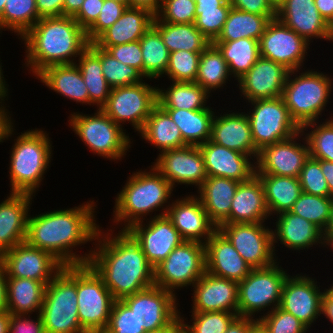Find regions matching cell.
Here are the masks:
<instances>
[{
	"instance_id": "obj_55",
	"label": "cell",
	"mask_w": 333,
	"mask_h": 333,
	"mask_svg": "<svg viewBox=\"0 0 333 333\" xmlns=\"http://www.w3.org/2000/svg\"><path fill=\"white\" fill-rule=\"evenodd\" d=\"M135 313L122 301L115 300L109 322L103 333H145Z\"/></svg>"
},
{
	"instance_id": "obj_45",
	"label": "cell",
	"mask_w": 333,
	"mask_h": 333,
	"mask_svg": "<svg viewBox=\"0 0 333 333\" xmlns=\"http://www.w3.org/2000/svg\"><path fill=\"white\" fill-rule=\"evenodd\" d=\"M139 41L143 58V75L149 79L162 76L167 70L170 52L163 43L160 33L151 26Z\"/></svg>"
},
{
	"instance_id": "obj_47",
	"label": "cell",
	"mask_w": 333,
	"mask_h": 333,
	"mask_svg": "<svg viewBox=\"0 0 333 333\" xmlns=\"http://www.w3.org/2000/svg\"><path fill=\"white\" fill-rule=\"evenodd\" d=\"M88 47L100 58L103 76L111 88L133 85L145 77L138 69L118 61L94 42Z\"/></svg>"
},
{
	"instance_id": "obj_6",
	"label": "cell",
	"mask_w": 333,
	"mask_h": 333,
	"mask_svg": "<svg viewBox=\"0 0 333 333\" xmlns=\"http://www.w3.org/2000/svg\"><path fill=\"white\" fill-rule=\"evenodd\" d=\"M46 333H86L77 306V265L64 266L47 284L41 307Z\"/></svg>"
},
{
	"instance_id": "obj_34",
	"label": "cell",
	"mask_w": 333,
	"mask_h": 333,
	"mask_svg": "<svg viewBox=\"0 0 333 333\" xmlns=\"http://www.w3.org/2000/svg\"><path fill=\"white\" fill-rule=\"evenodd\" d=\"M41 82L73 101L89 104V93L82 74L75 64L51 65L37 75Z\"/></svg>"
},
{
	"instance_id": "obj_61",
	"label": "cell",
	"mask_w": 333,
	"mask_h": 333,
	"mask_svg": "<svg viewBox=\"0 0 333 333\" xmlns=\"http://www.w3.org/2000/svg\"><path fill=\"white\" fill-rule=\"evenodd\" d=\"M230 5L240 11L257 15H276V8L269 0H228Z\"/></svg>"
},
{
	"instance_id": "obj_66",
	"label": "cell",
	"mask_w": 333,
	"mask_h": 333,
	"mask_svg": "<svg viewBox=\"0 0 333 333\" xmlns=\"http://www.w3.org/2000/svg\"><path fill=\"white\" fill-rule=\"evenodd\" d=\"M162 0H128V6L150 10L154 15L160 10Z\"/></svg>"
},
{
	"instance_id": "obj_48",
	"label": "cell",
	"mask_w": 333,
	"mask_h": 333,
	"mask_svg": "<svg viewBox=\"0 0 333 333\" xmlns=\"http://www.w3.org/2000/svg\"><path fill=\"white\" fill-rule=\"evenodd\" d=\"M332 203L333 197L302 192L290 211L312 222L324 232L331 219Z\"/></svg>"
},
{
	"instance_id": "obj_8",
	"label": "cell",
	"mask_w": 333,
	"mask_h": 333,
	"mask_svg": "<svg viewBox=\"0 0 333 333\" xmlns=\"http://www.w3.org/2000/svg\"><path fill=\"white\" fill-rule=\"evenodd\" d=\"M114 297L89 264L77 265V306L82 329L103 333L108 325Z\"/></svg>"
},
{
	"instance_id": "obj_4",
	"label": "cell",
	"mask_w": 333,
	"mask_h": 333,
	"mask_svg": "<svg viewBox=\"0 0 333 333\" xmlns=\"http://www.w3.org/2000/svg\"><path fill=\"white\" fill-rule=\"evenodd\" d=\"M153 171V172H151ZM173 188L154 168L150 172L139 171L129 177L115 200L114 222L125 221L123 230L143 221L142 216L165 206Z\"/></svg>"
},
{
	"instance_id": "obj_41",
	"label": "cell",
	"mask_w": 333,
	"mask_h": 333,
	"mask_svg": "<svg viewBox=\"0 0 333 333\" xmlns=\"http://www.w3.org/2000/svg\"><path fill=\"white\" fill-rule=\"evenodd\" d=\"M209 93L196 82H172L167 90L157 89V105L162 109H206Z\"/></svg>"
},
{
	"instance_id": "obj_17",
	"label": "cell",
	"mask_w": 333,
	"mask_h": 333,
	"mask_svg": "<svg viewBox=\"0 0 333 333\" xmlns=\"http://www.w3.org/2000/svg\"><path fill=\"white\" fill-rule=\"evenodd\" d=\"M310 43L277 18L272 19L259 40L260 56L299 72Z\"/></svg>"
},
{
	"instance_id": "obj_62",
	"label": "cell",
	"mask_w": 333,
	"mask_h": 333,
	"mask_svg": "<svg viewBox=\"0 0 333 333\" xmlns=\"http://www.w3.org/2000/svg\"><path fill=\"white\" fill-rule=\"evenodd\" d=\"M65 0H36V7L40 18L63 16Z\"/></svg>"
},
{
	"instance_id": "obj_49",
	"label": "cell",
	"mask_w": 333,
	"mask_h": 333,
	"mask_svg": "<svg viewBox=\"0 0 333 333\" xmlns=\"http://www.w3.org/2000/svg\"><path fill=\"white\" fill-rule=\"evenodd\" d=\"M201 53L185 50L171 52L165 75L173 82H195Z\"/></svg>"
},
{
	"instance_id": "obj_26",
	"label": "cell",
	"mask_w": 333,
	"mask_h": 333,
	"mask_svg": "<svg viewBox=\"0 0 333 333\" xmlns=\"http://www.w3.org/2000/svg\"><path fill=\"white\" fill-rule=\"evenodd\" d=\"M199 148L208 176L244 182L256 174V165L250 162L249 155L220 146L211 140L200 144Z\"/></svg>"
},
{
	"instance_id": "obj_38",
	"label": "cell",
	"mask_w": 333,
	"mask_h": 333,
	"mask_svg": "<svg viewBox=\"0 0 333 333\" xmlns=\"http://www.w3.org/2000/svg\"><path fill=\"white\" fill-rule=\"evenodd\" d=\"M179 127L188 145L199 146L211 139L214 112L210 107L201 110L164 109Z\"/></svg>"
},
{
	"instance_id": "obj_70",
	"label": "cell",
	"mask_w": 333,
	"mask_h": 333,
	"mask_svg": "<svg viewBox=\"0 0 333 333\" xmlns=\"http://www.w3.org/2000/svg\"><path fill=\"white\" fill-rule=\"evenodd\" d=\"M321 314H324L333 324V300L326 293L322 297Z\"/></svg>"
},
{
	"instance_id": "obj_15",
	"label": "cell",
	"mask_w": 333,
	"mask_h": 333,
	"mask_svg": "<svg viewBox=\"0 0 333 333\" xmlns=\"http://www.w3.org/2000/svg\"><path fill=\"white\" fill-rule=\"evenodd\" d=\"M122 301L135 313L145 331L174 327L180 321L175 292L153 285Z\"/></svg>"
},
{
	"instance_id": "obj_14",
	"label": "cell",
	"mask_w": 333,
	"mask_h": 333,
	"mask_svg": "<svg viewBox=\"0 0 333 333\" xmlns=\"http://www.w3.org/2000/svg\"><path fill=\"white\" fill-rule=\"evenodd\" d=\"M262 224L229 223L217 228L252 269L266 268L277 263V259H274L273 230Z\"/></svg>"
},
{
	"instance_id": "obj_25",
	"label": "cell",
	"mask_w": 333,
	"mask_h": 333,
	"mask_svg": "<svg viewBox=\"0 0 333 333\" xmlns=\"http://www.w3.org/2000/svg\"><path fill=\"white\" fill-rule=\"evenodd\" d=\"M276 18L308 43L313 37L329 39V24L319 13L314 0H283L276 8Z\"/></svg>"
},
{
	"instance_id": "obj_43",
	"label": "cell",
	"mask_w": 333,
	"mask_h": 333,
	"mask_svg": "<svg viewBox=\"0 0 333 333\" xmlns=\"http://www.w3.org/2000/svg\"><path fill=\"white\" fill-rule=\"evenodd\" d=\"M78 66L89 93V105H96L101 109L108 101L111 87L102 73L100 58L87 47L78 60Z\"/></svg>"
},
{
	"instance_id": "obj_22",
	"label": "cell",
	"mask_w": 333,
	"mask_h": 333,
	"mask_svg": "<svg viewBox=\"0 0 333 333\" xmlns=\"http://www.w3.org/2000/svg\"><path fill=\"white\" fill-rule=\"evenodd\" d=\"M160 215H167L184 241L206 244L207 240L217 230V227L209 219L202 203L194 195L178 199L171 205L168 204Z\"/></svg>"
},
{
	"instance_id": "obj_80",
	"label": "cell",
	"mask_w": 333,
	"mask_h": 333,
	"mask_svg": "<svg viewBox=\"0 0 333 333\" xmlns=\"http://www.w3.org/2000/svg\"><path fill=\"white\" fill-rule=\"evenodd\" d=\"M324 292L333 300V285L329 289L324 290Z\"/></svg>"
},
{
	"instance_id": "obj_2",
	"label": "cell",
	"mask_w": 333,
	"mask_h": 333,
	"mask_svg": "<svg viewBox=\"0 0 333 333\" xmlns=\"http://www.w3.org/2000/svg\"><path fill=\"white\" fill-rule=\"evenodd\" d=\"M102 233L98 229L95 240H98L99 247L92 251L88 264L102 278L115 300L155 285L154 268L147 261L141 245L127 230L115 237L110 233L104 237Z\"/></svg>"
},
{
	"instance_id": "obj_36",
	"label": "cell",
	"mask_w": 333,
	"mask_h": 333,
	"mask_svg": "<svg viewBox=\"0 0 333 333\" xmlns=\"http://www.w3.org/2000/svg\"><path fill=\"white\" fill-rule=\"evenodd\" d=\"M140 133L143 139L162 150L160 152L188 145L183 140L179 127L159 105L152 109Z\"/></svg>"
},
{
	"instance_id": "obj_42",
	"label": "cell",
	"mask_w": 333,
	"mask_h": 333,
	"mask_svg": "<svg viewBox=\"0 0 333 333\" xmlns=\"http://www.w3.org/2000/svg\"><path fill=\"white\" fill-rule=\"evenodd\" d=\"M223 54L230 74L237 80L247 73L260 57L259 40L240 38L234 41H213Z\"/></svg>"
},
{
	"instance_id": "obj_7",
	"label": "cell",
	"mask_w": 333,
	"mask_h": 333,
	"mask_svg": "<svg viewBox=\"0 0 333 333\" xmlns=\"http://www.w3.org/2000/svg\"><path fill=\"white\" fill-rule=\"evenodd\" d=\"M294 72H289L281 97L290 117L304 133L307 127L316 126V120L329 100L332 81L322 72L311 70L291 79Z\"/></svg>"
},
{
	"instance_id": "obj_51",
	"label": "cell",
	"mask_w": 333,
	"mask_h": 333,
	"mask_svg": "<svg viewBox=\"0 0 333 333\" xmlns=\"http://www.w3.org/2000/svg\"><path fill=\"white\" fill-rule=\"evenodd\" d=\"M310 157L333 162V118L319 124L305 135Z\"/></svg>"
},
{
	"instance_id": "obj_9",
	"label": "cell",
	"mask_w": 333,
	"mask_h": 333,
	"mask_svg": "<svg viewBox=\"0 0 333 333\" xmlns=\"http://www.w3.org/2000/svg\"><path fill=\"white\" fill-rule=\"evenodd\" d=\"M70 126L88 148L99 156L121 160L130 147V138L102 109L93 116L74 113Z\"/></svg>"
},
{
	"instance_id": "obj_65",
	"label": "cell",
	"mask_w": 333,
	"mask_h": 333,
	"mask_svg": "<svg viewBox=\"0 0 333 333\" xmlns=\"http://www.w3.org/2000/svg\"><path fill=\"white\" fill-rule=\"evenodd\" d=\"M7 275L5 267L0 260V313L7 311V297H6Z\"/></svg>"
},
{
	"instance_id": "obj_20",
	"label": "cell",
	"mask_w": 333,
	"mask_h": 333,
	"mask_svg": "<svg viewBox=\"0 0 333 333\" xmlns=\"http://www.w3.org/2000/svg\"><path fill=\"white\" fill-rule=\"evenodd\" d=\"M300 131L293 137L263 147L258 154L256 163V174H271L277 176H288L298 178L309 158V146L295 143L297 136L302 135Z\"/></svg>"
},
{
	"instance_id": "obj_79",
	"label": "cell",
	"mask_w": 333,
	"mask_h": 333,
	"mask_svg": "<svg viewBox=\"0 0 333 333\" xmlns=\"http://www.w3.org/2000/svg\"><path fill=\"white\" fill-rule=\"evenodd\" d=\"M329 41H333V21L329 24Z\"/></svg>"
},
{
	"instance_id": "obj_52",
	"label": "cell",
	"mask_w": 333,
	"mask_h": 333,
	"mask_svg": "<svg viewBox=\"0 0 333 333\" xmlns=\"http://www.w3.org/2000/svg\"><path fill=\"white\" fill-rule=\"evenodd\" d=\"M231 7L232 6H219L217 8L196 7L194 25L210 42H213L221 33Z\"/></svg>"
},
{
	"instance_id": "obj_21",
	"label": "cell",
	"mask_w": 333,
	"mask_h": 333,
	"mask_svg": "<svg viewBox=\"0 0 333 333\" xmlns=\"http://www.w3.org/2000/svg\"><path fill=\"white\" fill-rule=\"evenodd\" d=\"M317 282L306 275L286 278L280 308L298 318L308 329L321 315L322 297Z\"/></svg>"
},
{
	"instance_id": "obj_64",
	"label": "cell",
	"mask_w": 333,
	"mask_h": 333,
	"mask_svg": "<svg viewBox=\"0 0 333 333\" xmlns=\"http://www.w3.org/2000/svg\"><path fill=\"white\" fill-rule=\"evenodd\" d=\"M321 16L330 24L333 21V0H314Z\"/></svg>"
},
{
	"instance_id": "obj_28",
	"label": "cell",
	"mask_w": 333,
	"mask_h": 333,
	"mask_svg": "<svg viewBox=\"0 0 333 333\" xmlns=\"http://www.w3.org/2000/svg\"><path fill=\"white\" fill-rule=\"evenodd\" d=\"M210 140L220 146L249 155L250 158L255 156L257 159L259 154L254 145L249 119L243 112L214 116Z\"/></svg>"
},
{
	"instance_id": "obj_54",
	"label": "cell",
	"mask_w": 333,
	"mask_h": 333,
	"mask_svg": "<svg viewBox=\"0 0 333 333\" xmlns=\"http://www.w3.org/2000/svg\"><path fill=\"white\" fill-rule=\"evenodd\" d=\"M298 179L302 192L322 197H333L329 193L327 181L321 170L320 160L309 156Z\"/></svg>"
},
{
	"instance_id": "obj_30",
	"label": "cell",
	"mask_w": 333,
	"mask_h": 333,
	"mask_svg": "<svg viewBox=\"0 0 333 333\" xmlns=\"http://www.w3.org/2000/svg\"><path fill=\"white\" fill-rule=\"evenodd\" d=\"M270 215L261 180L255 174L240 182L231 202L229 223H263Z\"/></svg>"
},
{
	"instance_id": "obj_46",
	"label": "cell",
	"mask_w": 333,
	"mask_h": 333,
	"mask_svg": "<svg viewBox=\"0 0 333 333\" xmlns=\"http://www.w3.org/2000/svg\"><path fill=\"white\" fill-rule=\"evenodd\" d=\"M39 19L36 0H6L0 30L8 28L22 38Z\"/></svg>"
},
{
	"instance_id": "obj_57",
	"label": "cell",
	"mask_w": 333,
	"mask_h": 333,
	"mask_svg": "<svg viewBox=\"0 0 333 333\" xmlns=\"http://www.w3.org/2000/svg\"><path fill=\"white\" fill-rule=\"evenodd\" d=\"M127 8L125 3L117 0H104L98 19L86 31L88 41L94 42L106 29L112 26Z\"/></svg>"
},
{
	"instance_id": "obj_39",
	"label": "cell",
	"mask_w": 333,
	"mask_h": 333,
	"mask_svg": "<svg viewBox=\"0 0 333 333\" xmlns=\"http://www.w3.org/2000/svg\"><path fill=\"white\" fill-rule=\"evenodd\" d=\"M152 26L160 33L169 52L185 50L203 52L212 42L194 25L159 22L155 17Z\"/></svg>"
},
{
	"instance_id": "obj_33",
	"label": "cell",
	"mask_w": 333,
	"mask_h": 333,
	"mask_svg": "<svg viewBox=\"0 0 333 333\" xmlns=\"http://www.w3.org/2000/svg\"><path fill=\"white\" fill-rule=\"evenodd\" d=\"M278 215L276 229L272 231L273 243L280 241L285 247L299 251L316 243L323 245V231L315 224L291 211Z\"/></svg>"
},
{
	"instance_id": "obj_35",
	"label": "cell",
	"mask_w": 333,
	"mask_h": 333,
	"mask_svg": "<svg viewBox=\"0 0 333 333\" xmlns=\"http://www.w3.org/2000/svg\"><path fill=\"white\" fill-rule=\"evenodd\" d=\"M47 284L27 278L7 277V311L17 315L35 311L39 314Z\"/></svg>"
},
{
	"instance_id": "obj_40",
	"label": "cell",
	"mask_w": 333,
	"mask_h": 333,
	"mask_svg": "<svg viewBox=\"0 0 333 333\" xmlns=\"http://www.w3.org/2000/svg\"><path fill=\"white\" fill-rule=\"evenodd\" d=\"M275 18L276 15H257L231 7L222 31L214 41L260 40L268 23Z\"/></svg>"
},
{
	"instance_id": "obj_31",
	"label": "cell",
	"mask_w": 333,
	"mask_h": 333,
	"mask_svg": "<svg viewBox=\"0 0 333 333\" xmlns=\"http://www.w3.org/2000/svg\"><path fill=\"white\" fill-rule=\"evenodd\" d=\"M154 17L146 8L127 6L121 17L94 43L97 46H117L138 41L152 26Z\"/></svg>"
},
{
	"instance_id": "obj_32",
	"label": "cell",
	"mask_w": 333,
	"mask_h": 333,
	"mask_svg": "<svg viewBox=\"0 0 333 333\" xmlns=\"http://www.w3.org/2000/svg\"><path fill=\"white\" fill-rule=\"evenodd\" d=\"M239 183L233 179L208 176L198 188L200 196L197 198L217 228L221 224H229L231 202Z\"/></svg>"
},
{
	"instance_id": "obj_60",
	"label": "cell",
	"mask_w": 333,
	"mask_h": 333,
	"mask_svg": "<svg viewBox=\"0 0 333 333\" xmlns=\"http://www.w3.org/2000/svg\"><path fill=\"white\" fill-rule=\"evenodd\" d=\"M104 0H84L79 12L73 17L87 31L98 19Z\"/></svg>"
},
{
	"instance_id": "obj_18",
	"label": "cell",
	"mask_w": 333,
	"mask_h": 333,
	"mask_svg": "<svg viewBox=\"0 0 333 333\" xmlns=\"http://www.w3.org/2000/svg\"><path fill=\"white\" fill-rule=\"evenodd\" d=\"M154 167L174 188L175 183L195 184L198 188L208 177L199 146L187 145L182 148L159 153Z\"/></svg>"
},
{
	"instance_id": "obj_71",
	"label": "cell",
	"mask_w": 333,
	"mask_h": 333,
	"mask_svg": "<svg viewBox=\"0 0 333 333\" xmlns=\"http://www.w3.org/2000/svg\"><path fill=\"white\" fill-rule=\"evenodd\" d=\"M196 7L217 8L219 6H231L228 0H194Z\"/></svg>"
},
{
	"instance_id": "obj_72",
	"label": "cell",
	"mask_w": 333,
	"mask_h": 333,
	"mask_svg": "<svg viewBox=\"0 0 333 333\" xmlns=\"http://www.w3.org/2000/svg\"><path fill=\"white\" fill-rule=\"evenodd\" d=\"M3 78V79H2ZM8 89L6 87V83L3 77V73H2V68H1V64H0V103H2V101L6 98L7 96V92ZM7 109H5L4 106L1 105L0 107V112L8 119L11 118L8 115V112L6 111Z\"/></svg>"
},
{
	"instance_id": "obj_19",
	"label": "cell",
	"mask_w": 333,
	"mask_h": 333,
	"mask_svg": "<svg viewBox=\"0 0 333 333\" xmlns=\"http://www.w3.org/2000/svg\"><path fill=\"white\" fill-rule=\"evenodd\" d=\"M133 224L127 231L141 245L147 261L155 268L184 240L167 215H156L149 224Z\"/></svg>"
},
{
	"instance_id": "obj_27",
	"label": "cell",
	"mask_w": 333,
	"mask_h": 333,
	"mask_svg": "<svg viewBox=\"0 0 333 333\" xmlns=\"http://www.w3.org/2000/svg\"><path fill=\"white\" fill-rule=\"evenodd\" d=\"M206 272L241 282L252 270L229 240L217 229L205 244Z\"/></svg>"
},
{
	"instance_id": "obj_77",
	"label": "cell",
	"mask_w": 333,
	"mask_h": 333,
	"mask_svg": "<svg viewBox=\"0 0 333 333\" xmlns=\"http://www.w3.org/2000/svg\"><path fill=\"white\" fill-rule=\"evenodd\" d=\"M145 333H172V327L155 329V330H151V331H146Z\"/></svg>"
},
{
	"instance_id": "obj_1",
	"label": "cell",
	"mask_w": 333,
	"mask_h": 333,
	"mask_svg": "<svg viewBox=\"0 0 333 333\" xmlns=\"http://www.w3.org/2000/svg\"><path fill=\"white\" fill-rule=\"evenodd\" d=\"M94 201L78 207L28 216L25 242L47 251L64 266L88 264L92 251L85 256L71 249L95 241L99 225L94 220ZM72 247V248H71Z\"/></svg>"
},
{
	"instance_id": "obj_75",
	"label": "cell",
	"mask_w": 333,
	"mask_h": 333,
	"mask_svg": "<svg viewBox=\"0 0 333 333\" xmlns=\"http://www.w3.org/2000/svg\"><path fill=\"white\" fill-rule=\"evenodd\" d=\"M323 244L325 245H331L333 249V232H323Z\"/></svg>"
},
{
	"instance_id": "obj_29",
	"label": "cell",
	"mask_w": 333,
	"mask_h": 333,
	"mask_svg": "<svg viewBox=\"0 0 333 333\" xmlns=\"http://www.w3.org/2000/svg\"><path fill=\"white\" fill-rule=\"evenodd\" d=\"M31 194L10 193L0 203V255L25 242Z\"/></svg>"
},
{
	"instance_id": "obj_69",
	"label": "cell",
	"mask_w": 333,
	"mask_h": 333,
	"mask_svg": "<svg viewBox=\"0 0 333 333\" xmlns=\"http://www.w3.org/2000/svg\"><path fill=\"white\" fill-rule=\"evenodd\" d=\"M13 125L10 118H6L1 112H0V142H3L5 138L8 139L9 136H11L13 132Z\"/></svg>"
},
{
	"instance_id": "obj_5",
	"label": "cell",
	"mask_w": 333,
	"mask_h": 333,
	"mask_svg": "<svg viewBox=\"0 0 333 333\" xmlns=\"http://www.w3.org/2000/svg\"><path fill=\"white\" fill-rule=\"evenodd\" d=\"M10 157L11 193L33 195L51 162V143L42 130L26 131L17 137Z\"/></svg>"
},
{
	"instance_id": "obj_58",
	"label": "cell",
	"mask_w": 333,
	"mask_h": 333,
	"mask_svg": "<svg viewBox=\"0 0 333 333\" xmlns=\"http://www.w3.org/2000/svg\"><path fill=\"white\" fill-rule=\"evenodd\" d=\"M98 47L105 49L118 61L138 69L143 74V58L139 40L117 46Z\"/></svg>"
},
{
	"instance_id": "obj_56",
	"label": "cell",
	"mask_w": 333,
	"mask_h": 333,
	"mask_svg": "<svg viewBox=\"0 0 333 333\" xmlns=\"http://www.w3.org/2000/svg\"><path fill=\"white\" fill-rule=\"evenodd\" d=\"M258 320L267 333H306L308 329L298 318L280 307L269 310Z\"/></svg>"
},
{
	"instance_id": "obj_44",
	"label": "cell",
	"mask_w": 333,
	"mask_h": 333,
	"mask_svg": "<svg viewBox=\"0 0 333 333\" xmlns=\"http://www.w3.org/2000/svg\"><path fill=\"white\" fill-rule=\"evenodd\" d=\"M230 75L228 64L223 58V54L216 45L211 43L201 53L195 82L210 94L212 89H220L223 84L226 85V79Z\"/></svg>"
},
{
	"instance_id": "obj_3",
	"label": "cell",
	"mask_w": 333,
	"mask_h": 333,
	"mask_svg": "<svg viewBox=\"0 0 333 333\" xmlns=\"http://www.w3.org/2000/svg\"><path fill=\"white\" fill-rule=\"evenodd\" d=\"M22 40L27 53L25 64L31 66L34 75L51 65L77 63L70 58L80 56L90 44L86 31L68 16L40 18Z\"/></svg>"
},
{
	"instance_id": "obj_53",
	"label": "cell",
	"mask_w": 333,
	"mask_h": 333,
	"mask_svg": "<svg viewBox=\"0 0 333 333\" xmlns=\"http://www.w3.org/2000/svg\"><path fill=\"white\" fill-rule=\"evenodd\" d=\"M196 2L194 0H162L160 10L155 14L159 22L172 24L194 23Z\"/></svg>"
},
{
	"instance_id": "obj_37",
	"label": "cell",
	"mask_w": 333,
	"mask_h": 333,
	"mask_svg": "<svg viewBox=\"0 0 333 333\" xmlns=\"http://www.w3.org/2000/svg\"><path fill=\"white\" fill-rule=\"evenodd\" d=\"M262 182L265 200L270 213L277 215L290 211L302 194L299 179L271 174H256Z\"/></svg>"
},
{
	"instance_id": "obj_74",
	"label": "cell",
	"mask_w": 333,
	"mask_h": 333,
	"mask_svg": "<svg viewBox=\"0 0 333 333\" xmlns=\"http://www.w3.org/2000/svg\"><path fill=\"white\" fill-rule=\"evenodd\" d=\"M247 333H267V331L257 318L256 321L247 329Z\"/></svg>"
},
{
	"instance_id": "obj_67",
	"label": "cell",
	"mask_w": 333,
	"mask_h": 333,
	"mask_svg": "<svg viewBox=\"0 0 333 333\" xmlns=\"http://www.w3.org/2000/svg\"><path fill=\"white\" fill-rule=\"evenodd\" d=\"M322 173L327 181L329 193L333 196V162L320 160Z\"/></svg>"
},
{
	"instance_id": "obj_16",
	"label": "cell",
	"mask_w": 333,
	"mask_h": 333,
	"mask_svg": "<svg viewBox=\"0 0 333 333\" xmlns=\"http://www.w3.org/2000/svg\"><path fill=\"white\" fill-rule=\"evenodd\" d=\"M7 277L27 278L49 283L64 267L52 254L26 242L0 255Z\"/></svg>"
},
{
	"instance_id": "obj_76",
	"label": "cell",
	"mask_w": 333,
	"mask_h": 333,
	"mask_svg": "<svg viewBox=\"0 0 333 333\" xmlns=\"http://www.w3.org/2000/svg\"><path fill=\"white\" fill-rule=\"evenodd\" d=\"M172 333H189L186 328L179 321L174 327H172Z\"/></svg>"
},
{
	"instance_id": "obj_12",
	"label": "cell",
	"mask_w": 333,
	"mask_h": 333,
	"mask_svg": "<svg viewBox=\"0 0 333 333\" xmlns=\"http://www.w3.org/2000/svg\"><path fill=\"white\" fill-rule=\"evenodd\" d=\"M253 112L246 114L255 147H263L287 140L298 134L301 129L290 117L282 97L256 99L250 101Z\"/></svg>"
},
{
	"instance_id": "obj_63",
	"label": "cell",
	"mask_w": 333,
	"mask_h": 333,
	"mask_svg": "<svg viewBox=\"0 0 333 333\" xmlns=\"http://www.w3.org/2000/svg\"><path fill=\"white\" fill-rule=\"evenodd\" d=\"M255 319L237 316L229 325L225 333H247V329L255 322Z\"/></svg>"
},
{
	"instance_id": "obj_11",
	"label": "cell",
	"mask_w": 333,
	"mask_h": 333,
	"mask_svg": "<svg viewBox=\"0 0 333 333\" xmlns=\"http://www.w3.org/2000/svg\"><path fill=\"white\" fill-rule=\"evenodd\" d=\"M205 272V244L183 241L154 268V281L156 286L173 293L176 288L191 284L193 287Z\"/></svg>"
},
{
	"instance_id": "obj_24",
	"label": "cell",
	"mask_w": 333,
	"mask_h": 333,
	"mask_svg": "<svg viewBox=\"0 0 333 333\" xmlns=\"http://www.w3.org/2000/svg\"><path fill=\"white\" fill-rule=\"evenodd\" d=\"M193 311H223L238 315V282L205 272L193 285Z\"/></svg>"
},
{
	"instance_id": "obj_59",
	"label": "cell",
	"mask_w": 333,
	"mask_h": 333,
	"mask_svg": "<svg viewBox=\"0 0 333 333\" xmlns=\"http://www.w3.org/2000/svg\"><path fill=\"white\" fill-rule=\"evenodd\" d=\"M25 316V317H24ZM27 315L10 314L8 333H46L41 314H37V321Z\"/></svg>"
},
{
	"instance_id": "obj_13",
	"label": "cell",
	"mask_w": 333,
	"mask_h": 333,
	"mask_svg": "<svg viewBox=\"0 0 333 333\" xmlns=\"http://www.w3.org/2000/svg\"><path fill=\"white\" fill-rule=\"evenodd\" d=\"M138 82L111 88L107 103L101 108L116 124L131 122L139 133L157 105V88Z\"/></svg>"
},
{
	"instance_id": "obj_73",
	"label": "cell",
	"mask_w": 333,
	"mask_h": 333,
	"mask_svg": "<svg viewBox=\"0 0 333 333\" xmlns=\"http://www.w3.org/2000/svg\"><path fill=\"white\" fill-rule=\"evenodd\" d=\"M10 324V313L3 311L0 313V333H8Z\"/></svg>"
},
{
	"instance_id": "obj_68",
	"label": "cell",
	"mask_w": 333,
	"mask_h": 333,
	"mask_svg": "<svg viewBox=\"0 0 333 333\" xmlns=\"http://www.w3.org/2000/svg\"><path fill=\"white\" fill-rule=\"evenodd\" d=\"M84 0H65L63 4V16L74 17L82 7Z\"/></svg>"
},
{
	"instance_id": "obj_50",
	"label": "cell",
	"mask_w": 333,
	"mask_h": 333,
	"mask_svg": "<svg viewBox=\"0 0 333 333\" xmlns=\"http://www.w3.org/2000/svg\"><path fill=\"white\" fill-rule=\"evenodd\" d=\"M192 314L194 320L192 325L184 324V319L180 316L182 325L189 333H225L231 322L238 316L235 313L223 311L192 312Z\"/></svg>"
},
{
	"instance_id": "obj_23",
	"label": "cell",
	"mask_w": 333,
	"mask_h": 333,
	"mask_svg": "<svg viewBox=\"0 0 333 333\" xmlns=\"http://www.w3.org/2000/svg\"><path fill=\"white\" fill-rule=\"evenodd\" d=\"M290 70L285 66L260 56L250 70L238 79L239 88L249 101L279 98Z\"/></svg>"
},
{
	"instance_id": "obj_78",
	"label": "cell",
	"mask_w": 333,
	"mask_h": 333,
	"mask_svg": "<svg viewBox=\"0 0 333 333\" xmlns=\"http://www.w3.org/2000/svg\"><path fill=\"white\" fill-rule=\"evenodd\" d=\"M324 232H333V203H332V208H331V219L326 228V231H324Z\"/></svg>"
},
{
	"instance_id": "obj_10",
	"label": "cell",
	"mask_w": 333,
	"mask_h": 333,
	"mask_svg": "<svg viewBox=\"0 0 333 333\" xmlns=\"http://www.w3.org/2000/svg\"><path fill=\"white\" fill-rule=\"evenodd\" d=\"M278 265L275 263L270 267L252 269L238 283V316L253 319L254 313L262 309L265 311L264 308L270 305L271 311L280 306L282 288L288 274Z\"/></svg>"
}]
</instances>
